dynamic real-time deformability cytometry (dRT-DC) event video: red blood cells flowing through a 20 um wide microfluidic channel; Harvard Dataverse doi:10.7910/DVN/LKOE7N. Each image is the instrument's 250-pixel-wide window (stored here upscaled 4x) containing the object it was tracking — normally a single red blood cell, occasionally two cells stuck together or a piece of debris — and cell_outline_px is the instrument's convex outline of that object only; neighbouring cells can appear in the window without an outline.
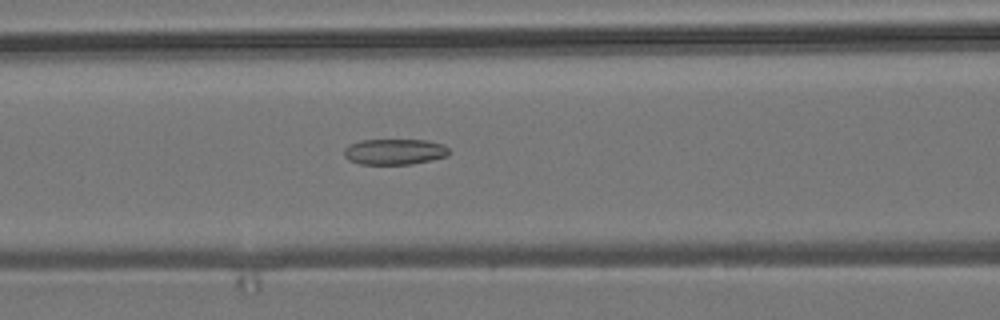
{"species": "common noctule bat (a hibernating species)", "species_latin": "Nyctalus noctula", "temperature_condition": "room temperature", "stored_images_in_passage": 52, "camera_frame_rate_fps": 3000, "um_per_image_px": 0.085, "animal": {"sex": "male", "body_mass_g": 19.2, "forearm_length_mm": 51.8}, "frame": {"image": 1, "passage_image": 21, "time_ms": 6.667, "image_size_px": [1000, 320], "cell_outline_px": [[452, 152], [448, 156], [432, 160], [412, 164], [360, 164], [348, 160], [344, 156], [344, 148], [348, 144], [360, 140], [428, 140], [444, 144]], "centroid_in_image_um": [33.56, 12.89], "position_along_channel_um": 133.0, "area_um2": 16.07}}
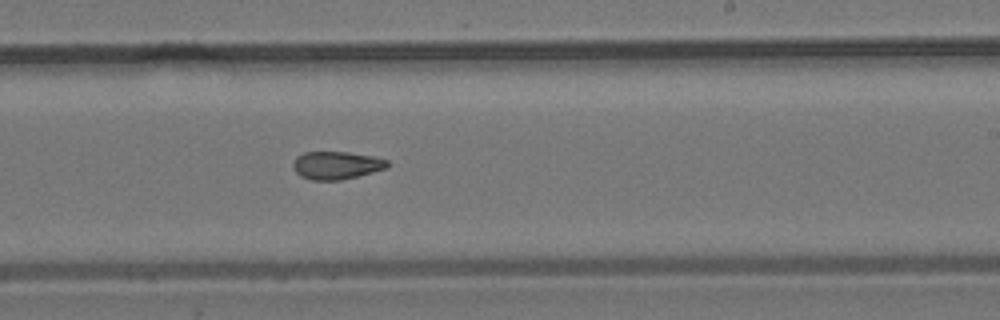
{"frame": {"image": 2, "passage_image": 31, "time_ms": 10.0, "image_size_px": [1000, 320], "cell_outline_px": [[388, 168], [340, 180], [312, 180], [300, 176], [292, 168], [292, 164], [296, 156], [304, 152], [348, 152], [376, 156], [388, 160]], "centroid_in_image_um": [28.59, 14.04], "position_along_channel_um": 260.4, "area_um2": 15.43}}
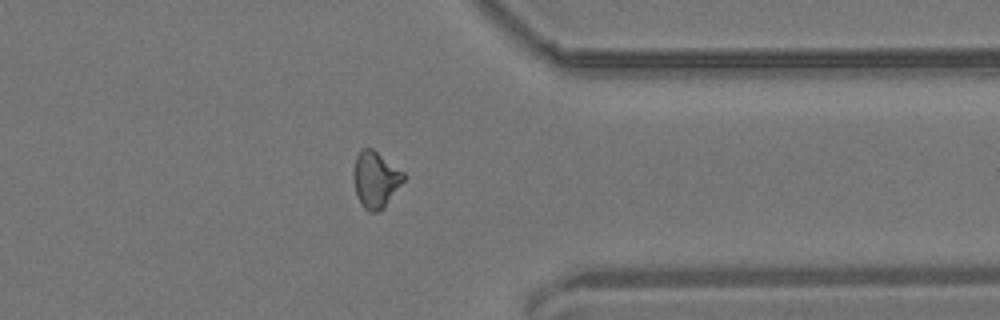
{"frame": {"image": 3, "passage_image": 41, "time_ms": 13.333, "image_size_px": [1000, 320], "cell_outline_px": [[404, 180], [384, 208], [376, 212], [368, 212], [360, 204], [356, 196], [352, 180], [352, 172], [356, 156], [360, 148], [372, 148], [404, 172]], "centroid_in_image_um": [31.87, 15.26], "position_along_channel_um": 379.5, "area_um2": 16.7}, "authors_computed_cell_mechanics": {"area_um2": 16.2418, "velocity_mm_per_s": 3.8204, "shape_relaxation_time_tau1_ms": null, "shape_relaxation_time_tau2_ms": 3.0999, "deformation_change_tau1": null, "deformation_change_tau2": 0.0994}}